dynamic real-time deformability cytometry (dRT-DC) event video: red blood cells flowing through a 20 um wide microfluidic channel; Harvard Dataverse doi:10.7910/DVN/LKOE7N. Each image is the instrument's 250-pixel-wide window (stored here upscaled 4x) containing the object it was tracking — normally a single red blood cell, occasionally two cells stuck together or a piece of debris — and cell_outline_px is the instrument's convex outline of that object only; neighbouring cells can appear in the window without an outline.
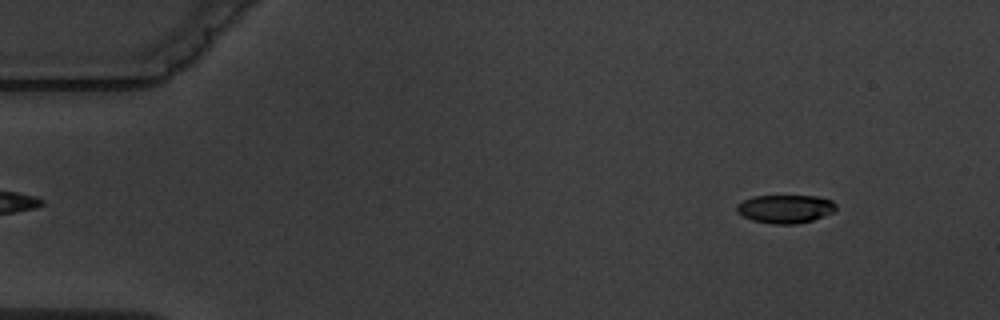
{"species": "common noctule bat (a hibernating species)", "species_latin": "Nyctalus noctula", "temperature_condition": "warm", "stored_images_in_passage": 5, "camera_frame_rate_fps": 3000, "um_per_image_px": 0.085, "animal": {"sex": "male", "body_mass_g": 19.5, "forearm_length_mm": 54.6}, "frame": {"image": 1, "passage_image": 1, "time_ms": 0.0, "image_size_px": [1000, 320], "cell_outline_px": [[836, 208], [832, 212], [812, 220], [796, 224], [772, 224], [752, 220], [736, 212], [736, 204], [752, 196], [816, 196], [832, 200], [836, 204]], "centroid_in_image_um": [66.72, 17.75], "position_along_channel_um": 18.3, "area_um2": 16.36}}
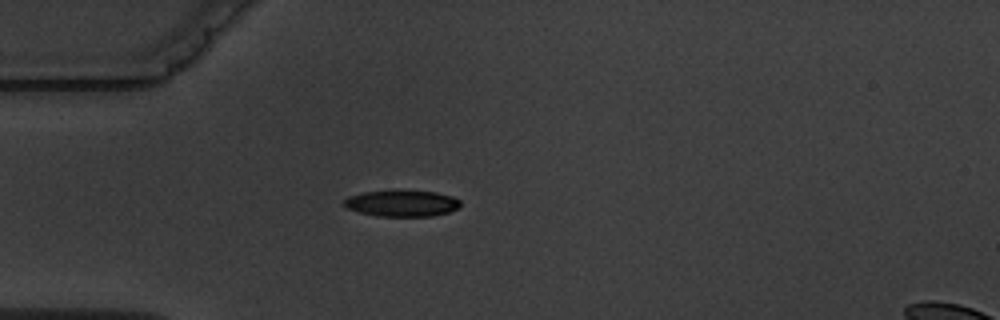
{"frame": {"image": 2, "passage_image": 4, "time_ms": 3.333, "image_size_px": [1000, 320], "cell_outline_px": [[460, 208], [448, 212], [432, 216], [376, 216], [360, 212], [348, 208], [344, 204], [344, 200], [348, 196], [364, 192], [436, 192], [452, 196], [460, 200]], "centroid_in_image_um": [34.19, 17.31], "position_along_channel_um": 50.8, "area_um2": 17.34}}